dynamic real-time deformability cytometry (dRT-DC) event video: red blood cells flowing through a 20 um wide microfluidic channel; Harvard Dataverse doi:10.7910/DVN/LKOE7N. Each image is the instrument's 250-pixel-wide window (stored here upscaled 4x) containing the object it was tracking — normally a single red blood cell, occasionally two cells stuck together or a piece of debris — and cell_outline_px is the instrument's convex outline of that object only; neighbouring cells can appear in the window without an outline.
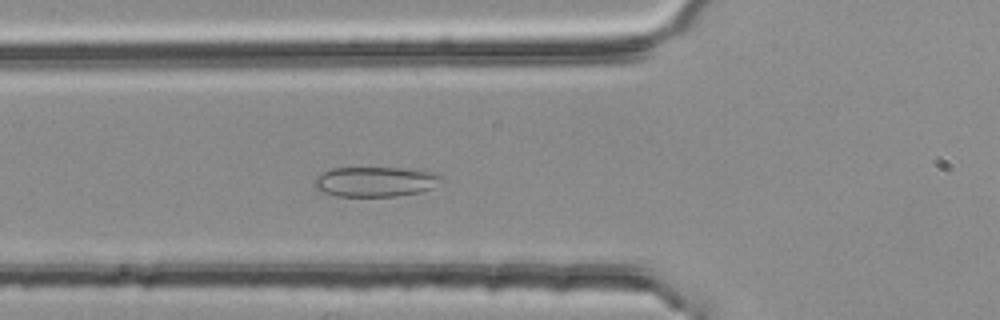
{"species": "common noctule bat (a hibernating species)", "species_latin": "Nyctalus noctula", "temperature_condition": "room temperature", "stored_images_in_passage": 38, "camera_frame_rate_fps": 3000, "um_per_image_px": 0.085, "animal": {"sex": "female", "body_mass_g": 25.1}, "frame": {"image": 1, "passage_image": 6, "time_ms": 1.667, "image_size_px": [1000, 320], "cell_outline_px": [[448, 180], [432, 188], [420, 192], [396, 196], [336, 196], [320, 192], [312, 184], [312, 180], [316, 176], [332, 168], [400, 168], [436, 172], [444, 176]], "centroid_in_image_um": [31.95, 15.44], "position_along_channel_um": 93.9, "area_um2": 22.66}}
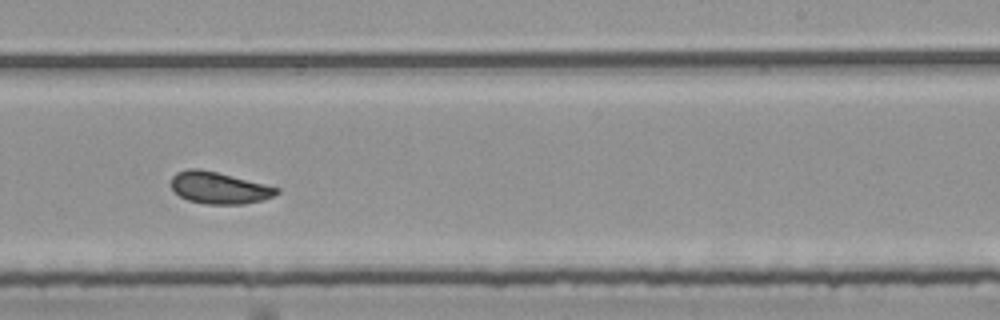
{"frame": {"image": 2, "passage_image": 20, "time_ms": 6.333, "image_size_px": [1000, 320], "cell_outline_px": [[280, 192], [264, 200], [244, 204], [204, 204], [188, 200], [180, 196], [172, 188], [172, 176], [176, 172], [188, 168], [200, 168], [280, 188]], "centroid_in_image_um": [18.61, 15.97], "position_along_channel_um": 270.4, "area_um2": 19.48}}
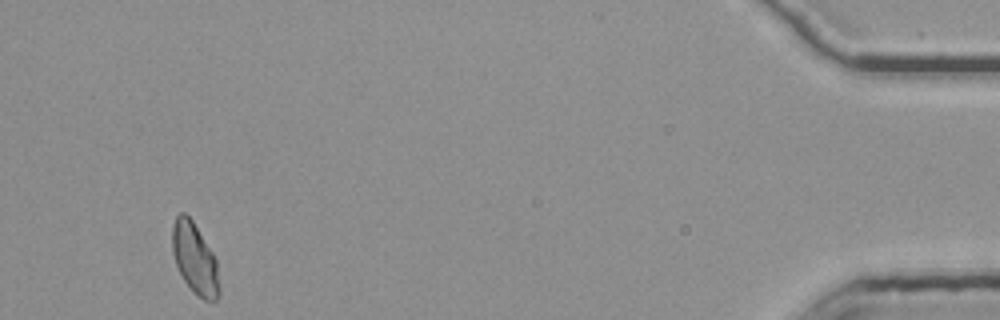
{"frame": {"image": 3, "passage_image": 38, "time_ms": 12.333, "image_size_px": [1000, 320], "cell_outline_px": [[220, 296], [216, 300], [204, 300], [192, 292], [184, 280], [176, 264], [172, 252], [172, 228], [176, 216], [180, 212], [184, 212], [192, 220], [212, 252], [216, 260], [220, 288]], "centroid_in_image_um": [16.56, 22.01], "position_along_channel_um": 418.6, "area_um2": 19.36}, "authors_computed_cell_mechanics": {"area_um2": 19.7965, "velocity_mm_per_s": 3.7847, "shape_relaxation_time_tau1_ms": 2.6558, "shape_relaxation_time_tau2_ms": 1.132, "deformation_change_tau1": 0.084, "deformation_change_tau2": 0.0712}}